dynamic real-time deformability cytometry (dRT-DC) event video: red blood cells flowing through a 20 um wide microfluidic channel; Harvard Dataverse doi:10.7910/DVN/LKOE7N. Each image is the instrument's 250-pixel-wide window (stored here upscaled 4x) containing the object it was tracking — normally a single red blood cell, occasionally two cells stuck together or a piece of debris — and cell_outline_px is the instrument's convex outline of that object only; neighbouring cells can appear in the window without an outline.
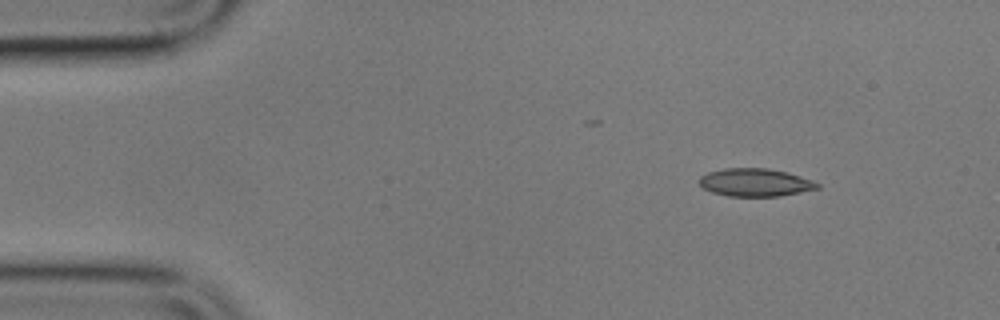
{"species": "common noctule bat (a hibernating species)", "species_latin": "Nyctalus noctula", "temperature_condition": "cold", "stored_images_in_passage": 5, "camera_frame_rate_fps": 3000, "um_per_image_px": 0.085, "animal": {"sex": "male", "body_mass_g": 17.9}, "frame": {"image": 1, "passage_image": 1, "time_ms": 0.0, "image_size_px": [1000, 320], "cell_outline_px": [[820, 188], [780, 196], [728, 196], [712, 192], [704, 188], [696, 180], [700, 176], [708, 172], [724, 168], [768, 168], [788, 172], [812, 180], [820, 184]], "centroid_in_image_um": [64.18, 15.5], "position_along_channel_um": 20.8, "area_um2": 19.31}}
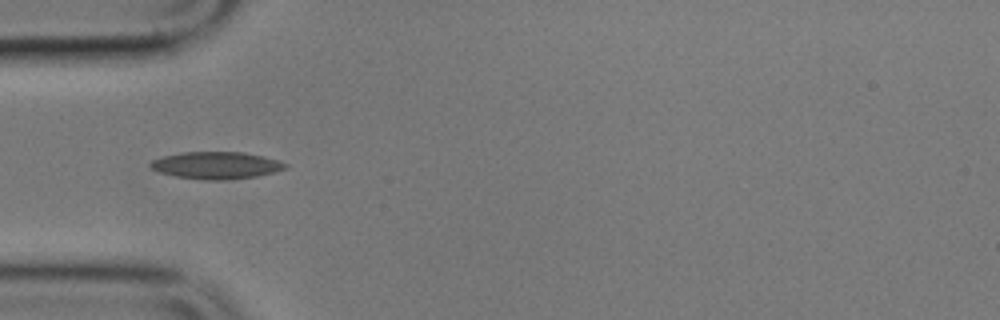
{"frame": {"image": 2, "passage_image": 4, "time_ms": 3.667, "image_size_px": [1000, 320], "cell_outline_px": [[288, 168], [256, 176], [224, 180], [204, 180], [176, 176], [160, 172], [152, 168], [148, 164], [152, 160], [164, 156], [184, 152], [244, 152], [264, 156], [280, 160], [288, 164]], "centroid_in_image_um": [18.42, 14.05], "position_along_channel_um": 66.6, "area_um2": 21.27}}
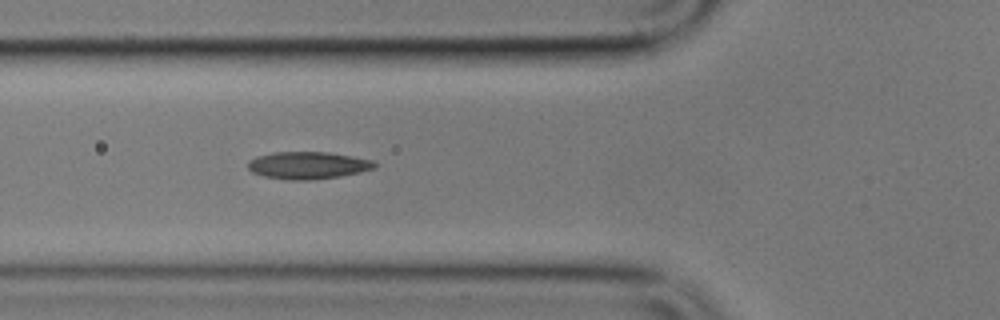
{"frame": {"image": 3, "passage_image": 5, "time_ms": 4.667, "image_size_px": [1000, 320], "cell_outline_px": [[376, 168], [360, 172], [340, 176], [308, 180], [284, 180], [264, 176], [252, 172], [248, 168], [248, 160], [256, 156], [272, 152], [328, 152], [352, 156], [372, 160], [376, 164]], "centroid_in_image_um": [26.14, 14.05], "position_along_channel_um": 99.7, "area_um2": 20.23}}